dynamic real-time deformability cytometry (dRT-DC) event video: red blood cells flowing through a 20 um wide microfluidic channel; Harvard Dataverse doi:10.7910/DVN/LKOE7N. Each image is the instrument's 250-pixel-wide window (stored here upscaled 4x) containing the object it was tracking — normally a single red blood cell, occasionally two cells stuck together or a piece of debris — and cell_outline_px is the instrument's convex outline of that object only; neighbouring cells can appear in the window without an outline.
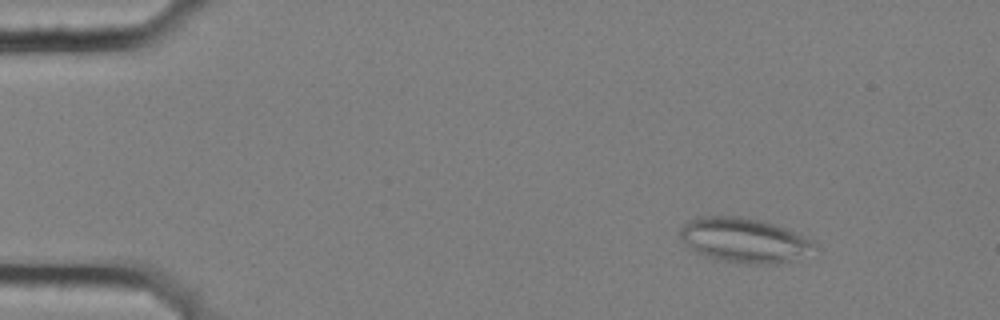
{"species": "common noctule bat (a hibernating species)", "species_latin": "Nyctalus noctula", "temperature_condition": "cold", "stored_images_in_passage": 5, "camera_frame_rate_fps": 3000, "um_per_image_px": 0.085, "animal": {"sex": "female", "body_mass_g": 25.1}, "frame": {"image": 1, "passage_image": 3, "time_ms": 0.667, "image_size_px": [1000, 320], "cell_outline_px": [[820, 248], [792, 260], [780, 264], [752, 264], [720, 260], [696, 252], [680, 240], [680, 228], [684, 224], [700, 216], [740, 216], [760, 220], [796, 232], [812, 240]], "centroid_in_image_um": [63.28, 20.42], "position_along_channel_um": 21.7, "area_um2": 34.85}}